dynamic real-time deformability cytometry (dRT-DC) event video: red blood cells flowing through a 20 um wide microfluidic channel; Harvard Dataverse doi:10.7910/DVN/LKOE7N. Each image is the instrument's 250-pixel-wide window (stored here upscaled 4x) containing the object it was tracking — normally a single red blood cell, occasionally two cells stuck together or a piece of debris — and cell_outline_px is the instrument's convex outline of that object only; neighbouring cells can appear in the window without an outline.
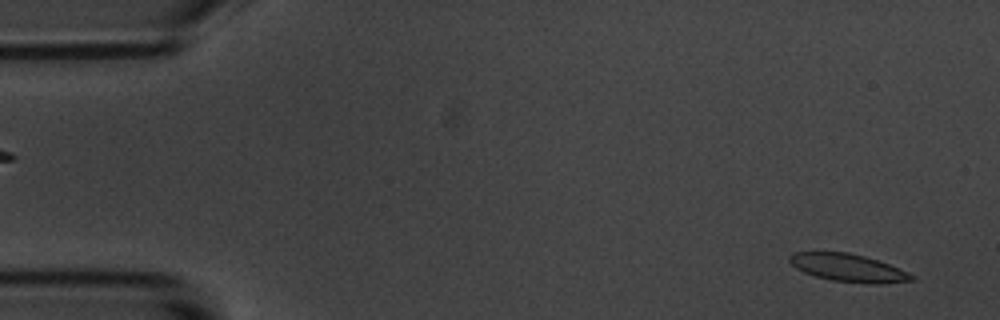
{"species": "common noctule bat (a hibernating species)", "species_latin": "Nyctalus noctula", "temperature_condition": "room temperature", "stored_images_in_passage": 55, "camera_frame_rate_fps": 3000, "um_per_image_px": 0.085, "animal": {"sex": "male", "body_mass_g": 20.1, "forearm_length_mm": 53.5}, "frame": {"image": 1, "passage_image": 2, "time_ms": 0.333, "image_size_px": [1000, 320], "cell_outline_px": [[916, 280], [880, 284], [872, 284], [832, 280], [816, 276], [804, 272], [796, 268], [788, 260], [788, 256], [796, 252], [848, 252], [864, 256], [888, 264], [908, 272], [916, 276]], "centroid_in_image_um": [72.12, 22.77], "position_along_channel_um": 12.9, "area_um2": 19.65}}
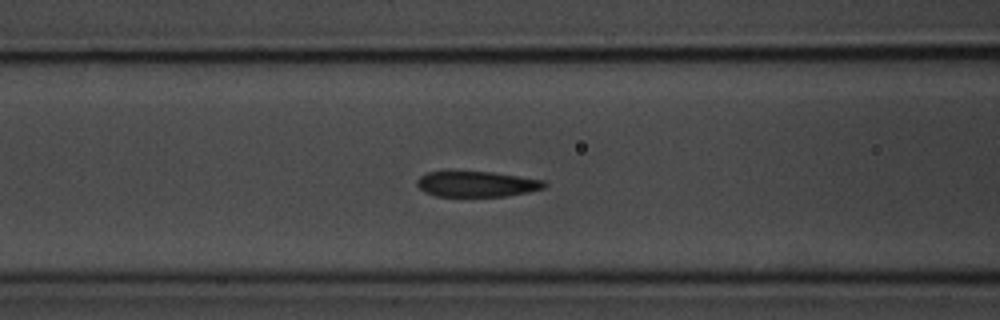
{"frame": {"image": 2, "passage_image": 21, "time_ms": 6.667, "image_size_px": [1000, 320], "cell_outline_px": [[548, 184], [544, 188], [528, 192], [504, 196], [436, 196], [424, 192], [416, 184], [416, 180], [420, 176], [428, 172], [492, 172], [544, 180]], "centroid_in_image_um": [40.52, 15.65], "position_along_channel_um": 126.1, "area_um2": 18.84}}
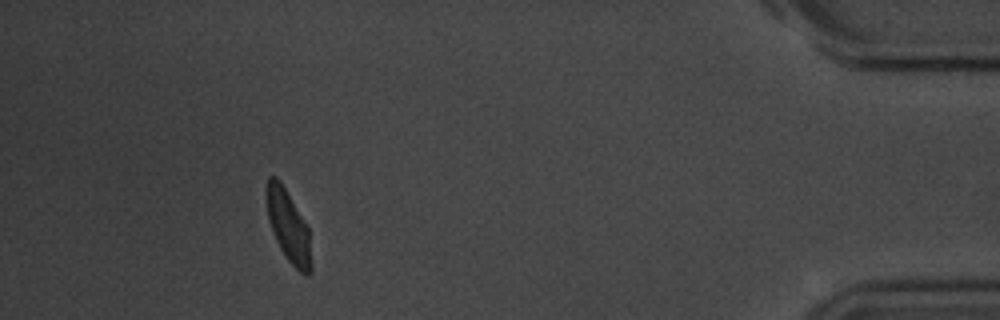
{"frame": {"image": 3, "passage_image": 50, "time_ms": 16.333, "image_size_px": [1000, 320], "cell_outline_px": [[312, 272], [304, 276], [288, 260], [280, 248], [276, 240], [268, 220], [264, 192], [268, 176], [276, 176], [280, 180], [308, 228], [312, 264]], "centroid_in_image_um": [24.48, 19.2], "position_along_channel_um": 410.7, "area_um2": 18.79}, "authors_computed_cell_mechanics": {"area_um2": 19.7098, "velocity_mm_per_s": 3.5581, "shape_relaxation_time_tau1_ms": 2.8668, "shape_relaxation_time_tau2_ms": 1.2191, "deformation_change_tau1": 0.1238, "deformation_change_tau2": 0.0536}}